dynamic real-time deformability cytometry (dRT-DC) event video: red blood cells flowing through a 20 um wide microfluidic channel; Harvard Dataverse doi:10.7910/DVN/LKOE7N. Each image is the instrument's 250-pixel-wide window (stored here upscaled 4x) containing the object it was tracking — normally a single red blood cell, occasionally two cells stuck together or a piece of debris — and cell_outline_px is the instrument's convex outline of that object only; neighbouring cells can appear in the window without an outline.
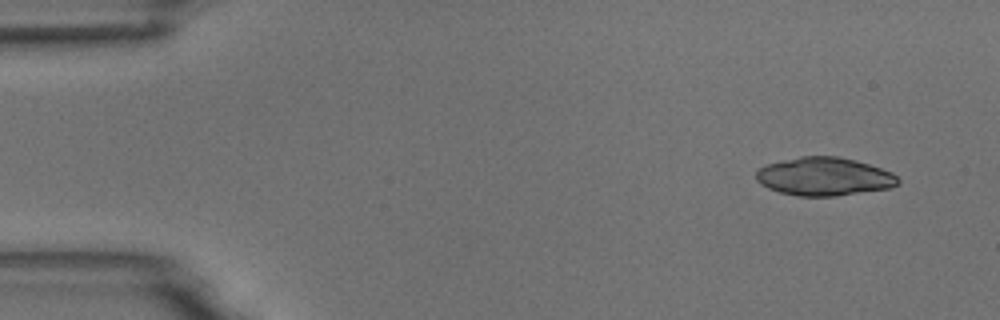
{"species": "common noctule bat (a hibernating species)", "species_latin": "Nyctalus noctula", "temperature_condition": "room temperature", "stored_images_in_passage": 5, "camera_frame_rate_fps": 3000, "um_per_image_px": 0.085, "animal": {"sex": "male", "body_mass_g": 18.8}, "frame": {"image": 1, "passage_image": 1, "time_ms": 0.0, "image_size_px": [1000, 320], "cell_outline_px": [[900, 184], [892, 188], [836, 196], [800, 196], [780, 192], [768, 188], [760, 184], [756, 180], [756, 172], [760, 168], [768, 164], [800, 156], [836, 156], [856, 160], [892, 172], [900, 180]], "centroid_in_image_um": [70.09, 15.01], "position_along_channel_um": 14.9, "area_um2": 31.67}}